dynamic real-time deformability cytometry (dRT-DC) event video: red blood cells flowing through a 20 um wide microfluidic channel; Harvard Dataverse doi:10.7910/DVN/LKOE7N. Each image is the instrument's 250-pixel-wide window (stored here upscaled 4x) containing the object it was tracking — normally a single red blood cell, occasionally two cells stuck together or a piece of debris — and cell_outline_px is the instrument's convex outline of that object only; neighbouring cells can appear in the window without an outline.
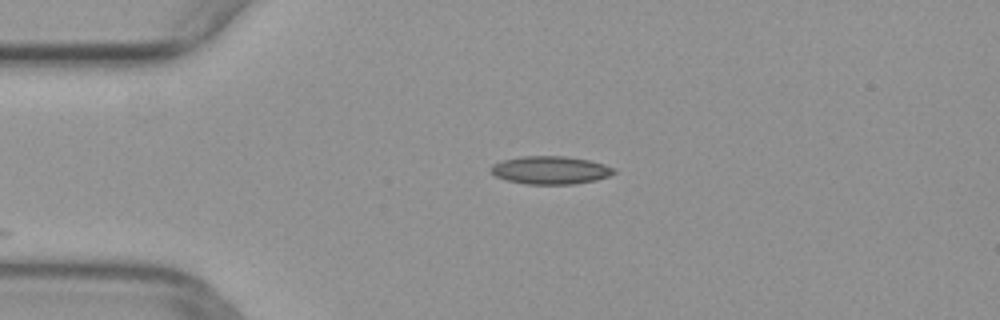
{"species": "common noctule bat (a hibernating species)", "species_latin": "Nyctalus noctula", "temperature_condition": "warm", "stored_images_in_passage": 16, "camera_frame_rate_fps": 3000, "um_per_image_px": 0.085, "animal": {"sex": "female", "body_mass_g": 29.2, "forearm_length_mm": 56.3}, "frame": {"image": 1, "passage_image": 1, "time_ms": 0.0, "image_size_px": [1000, 320], "cell_outline_px": [[616, 172], [608, 176], [596, 180], [572, 184], [524, 184], [504, 180], [496, 176], [492, 172], [492, 164], [504, 160], [520, 156], [564, 156], [588, 160], [604, 164], [616, 168]], "centroid_in_image_um": [46.79, 14.46], "position_along_channel_um": 38.2, "area_um2": 20.06}}
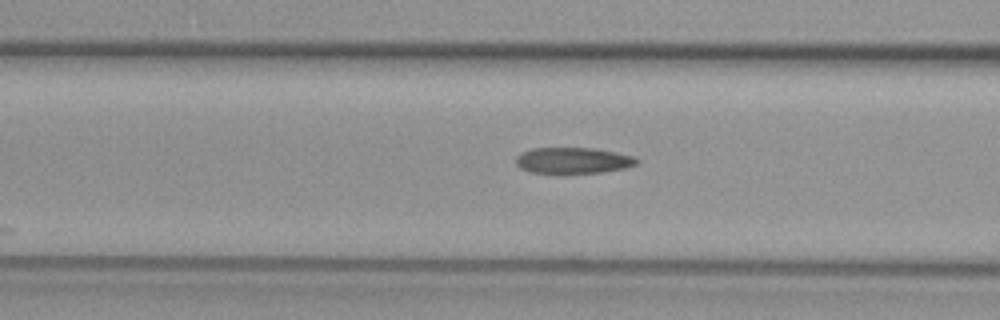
{"frame": {"image": 2, "passage_image": 9, "time_ms": 2.667, "image_size_px": [1000, 320], "cell_outline_px": [[640, 164], [628, 168], [600, 172], [532, 172], [520, 168], [516, 164], [516, 156], [520, 152], [532, 148], [596, 148], [636, 156], [640, 160]], "centroid_in_image_um": [48.78, 13.62], "position_along_channel_um": 117.8, "area_um2": 18.44}}
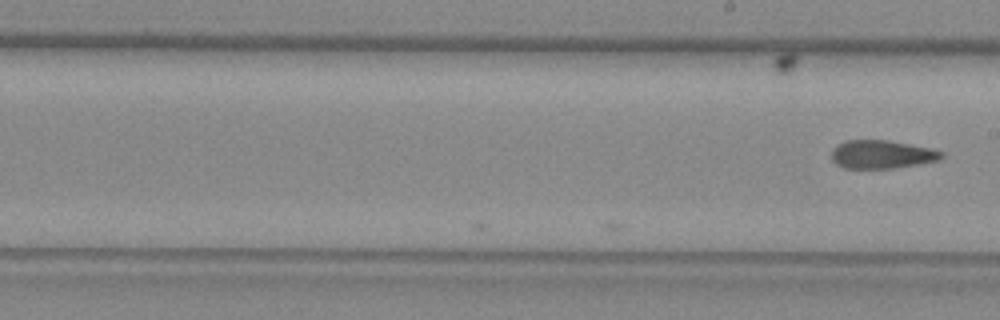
{"frame": {"image": 3, "passage_image": 16, "time_ms": 5.0, "image_size_px": [1000, 320], "cell_outline_px": [[944, 156], [940, 160], [892, 168], [844, 168], [836, 164], [832, 160], [832, 148], [836, 144], [844, 140], [888, 140], [932, 148], [944, 152]], "centroid_in_image_um": [74.94, 13.11], "position_along_channel_um": 214.1, "area_um2": 18.26}}